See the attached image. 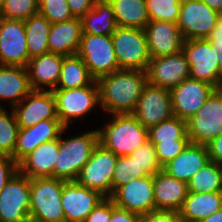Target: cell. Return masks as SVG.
<instances>
[{"instance_id":"obj_4","label":"cell","mask_w":222,"mask_h":222,"mask_svg":"<svg viewBox=\"0 0 222 222\" xmlns=\"http://www.w3.org/2000/svg\"><path fill=\"white\" fill-rule=\"evenodd\" d=\"M65 182L52 177L30 179V218L42 222H65L61 203Z\"/></svg>"},{"instance_id":"obj_14","label":"cell","mask_w":222,"mask_h":222,"mask_svg":"<svg viewBox=\"0 0 222 222\" xmlns=\"http://www.w3.org/2000/svg\"><path fill=\"white\" fill-rule=\"evenodd\" d=\"M29 59L24 21L0 17V65L26 67Z\"/></svg>"},{"instance_id":"obj_7","label":"cell","mask_w":222,"mask_h":222,"mask_svg":"<svg viewBox=\"0 0 222 222\" xmlns=\"http://www.w3.org/2000/svg\"><path fill=\"white\" fill-rule=\"evenodd\" d=\"M182 52L190 65V78L222 88V71L215 50L207 39L183 41Z\"/></svg>"},{"instance_id":"obj_20","label":"cell","mask_w":222,"mask_h":222,"mask_svg":"<svg viewBox=\"0 0 222 222\" xmlns=\"http://www.w3.org/2000/svg\"><path fill=\"white\" fill-rule=\"evenodd\" d=\"M150 57H162L180 53L183 37L177 23L149 21L144 28Z\"/></svg>"},{"instance_id":"obj_32","label":"cell","mask_w":222,"mask_h":222,"mask_svg":"<svg viewBox=\"0 0 222 222\" xmlns=\"http://www.w3.org/2000/svg\"><path fill=\"white\" fill-rule=\"evenodd\" d=\"M29 58L49 53L51 23L39 12L24 21Z\"/></svg>"},{"instance_id":"obj_47","label":"cell","mask_w":222,"mask_h":222,"mask_svg":"<svg viewBox=\"0 0 222 222\" xmlns=\"http://www.w3.org/2000/svg\"><path fill=\"white\" fill-rule=\"evenodd\" d=\"M207 149L210 160L222 166V133L207 145Z\"/></svg>"},{"instance_id":"obj_44","label":"cell","mask_w":222,"mask_h":222,"mask_svg":"<svg viewBox=\"0 0 222 222\" xmlns=\"http://www.w3.org/2000/svg\"><path fill=\"white\" fill-rule=\"evenodd\" d=\"M111 198L107 197L86 217L84 222H110Z\"/></svg>"},{"instance_id":"obj_30","label":"cell","mask_w":222,"mask_h":222,"mask_svg":"<svg viewBox=\"0 0 222 222\" xmlns=\"http://www.w3.org/2000/svg\"><path fill=\"white\" fill-rule=\"evenodd\" d=\"M117 26L144 29L150 21L145 0H108Z\"/></svg>"},{"instance_id":"obj_53","label":"cell","mask_w":222,"mask_h":222,"mask_svg":"<svg viewBox=\"0 0 222 222\" xmlns=\"http://www.w3.org/2000/svg\"><path fill=\"white\" fill-rule=\"evenodd\" d=\"M26 222H42V221H38L29 217Z\"/></svg>"},{"instance_id":"obj_13","label":"cell","mask_w":222,"mask_h":222,"mask_svg":"<svg viewBox=\"0 0 222 222\" xmlns=\"http://www.w3.org/2000/svg\"><path fill=\"white\" fill-rule=\"evenodd\" d=\"M131 114L147 129L171 119L174 115L170 89L147 83Z\"/></svg>"},{"instance_id":"obj_12","label":"cell","mask_w":222,"mask_h":222,"mask_svg":"<svg viewBox=\"0 0 222 222\" xmlns=\"http://www.w3.org/2000/svg\"><path fill=\"white\" fill-rule=\"evenodd\" d=\"M219 17V12L201 0H182L177 25L184 40L206 39Z\"/></svg>"},{"instance_id":"obj_28","label":"cell","mask_w":222,"mask_h":222,"mask_svg":"<svg viewBox=\"0 0 222 222\" xmlns=\"http://www.w3.org/2000/svg\"><path fill=\"white\" fill-rule=\"evenodd\" d=\"M220 209H222V192H189L178 212L182 222H201Z\"/></svg>"},{"instance_id":"obj_5","label":"cell","mask_w":222,"mask_h":222,"mask_svg":"<svg viewBox=\"0 0 222 222\" xmlns=\"http://www.w3.org/2000/svg\"><path fill=\"white\" fill-rule=\"evenodd\" d=\"M111 37L119 69L146 72L151 57L144 29L118 26Z\"/></svg>"},{"instance_id":"obj_27","label":"cell","mask_w":222,"mask_h":222,"mask_svg":"<svg viewBox=\"0 0 222 222\" xmlns=\"http://www.w3.org/2000/svg\"><path fill=\"white\" fill-rule=\"evenodd\" d=\"M31 91L26 67L0 65V100H9L13 108Z\"/></svg>"},{"instance_id":"obj_43","label":"cell","mask_w":222,"mask_h":222,"mask_svg":"<svg viewBox=\"0 0 222 222\" xmlns=\"http://www.w3.org/2000/svg\"><path fill=\"white\" fill-rule=\"evenodd\" d=\"M140 222H182L178 211L154 210L140 215Z\"/></svg>"},{"instance_id":"obj_26","label":"cell","mask_w":222,"mask_h":222,"mask_svg":"<svg viewBox=\"0 0 222 222\" xmlns=\"http://www.w3.org/2000/svg\"><path fill=\"white\" fill-rule=\"evenodd\" d=\"M82 34V20L79 18L52 23L48 37L49 53L63 56L76 55Z\"/></svg>"},{"instance_id":"obj_33","label":"cell","mask_w":222,"mask_h":222,"mask_svg":"<svg viewBox=\"0 0 222 222\" xmlns=\"http://www.w3.org/2000/svg\"><path fill=\"white\" fill-rule=\"evenodd\" d=\"M187 184L189 192H222V166L210 160Z\"/></svg>"},{"instance_id":"obj_50","label":"cell","mask_w":222,"mask_h":222,"mask_svg":"<svg viewBox=\"0 0 222 222\" xmlns=\"http://www.w3.org/2000/svg\"><path fill=\"white\" fill-rule=\"evenodd\" d=\"M201 222H222V209L211 214L207 218L203 219Z\"/></svg>"},{"instance_id":"obj_29","label":"cell","mask_w":222,"mask_h":222,"mask_svg":"<svg viewBox=\"0 0 222 222\" xmlns=\"http://www.w3.org/2000/svg\"><path fill=\"white\" fill-rule=\"evenodd\" d=\"M81 20L83 34L112 35L118 27L108 0H96L94 7Z\"/></svg>"},{"instance_id":"obj_38","label":"cell","mask_w":222,"mask_h":222,"mask_svg":"<svg viewBox=\"0 0 222 222\" xmlns=\"http://www.w3.org/2000/svg\"><path fill=\"white\" fill-rule=\"evenodd\" d=\"M39 11V0H5L0 17L25 21Z\"/></svg>"},{"instance_id":"obj_23","label":"cell","mask_w":222,"mask_h":222,"mask_svg":"<svg viewBox=\"0 0 222 222\" xmlns=\"http://www.w3.org/2000/svg\"><path fill=\"white\" fill-rule=\"evenodd\" d=\"M64 57L47 53L29 59L26 69L32 90H46L42 85L49 86L50 91L57 87Z\"/></svg>"},{"instance_id":"obj_22","label":"cell","mask_w":222,"mask_h":222,"mask_svg":"<svg viewBox=\"0 0 222 222\" xmlns=\"http://www.w3.org/2000/svg\"><path fill=\"white\" fill-rule=\"evenodd\" d=\"M156 210L179 211L188 196V184L160 170L153 175Z\"/></svg>"},{"instance_id":"obj_49","label":"cell","mask_w":222,"mask_h":222,"mask_svg":"<svg viewBox=\"0 0 222 222\" xmlns=\"http://www.w3.org/2000/svg\"><path fill=\"white\" fill-rule=\"evenodd\" d=\"M210 44L215 50L216 58H218L220 70L222 71V42H210Z\"/></svg>"},{"instance_id":"obj_3","label":"cell","mask_w":222,"mask_h":222,"mask_svg":"<svg viewBox=\"0 0 222 222\" xmlns=\"http://www.w3.org/2000/svg\"><path fill=\"white\" fill-rule=\"evenodd\" d=\"M98 143V129L68 139H63L60 135L59 155L55 162L54 178L75 181Z\"/></svg>"},{"instance_id":"obj_36","label":"cell","mask_w":222,"mask_h":222,"mask_svg":"<svg viewBox=\"0 0 222 222\" xmlns=\"http://www.w3.org/2000/svg\"><path fill=\"white\" fill-rule=\"evenodd\" d=\"M137 165V178L153 176L160 170L161 165L156 156L155 146L148 140L137 148L131 155Z\"/></svg>"},{"instance_id":"obj_21","label":"cell","mask_w":222,"mask_h":222,"mask_svg":"<svg viewBox=\"0 0 222 222\" xmlns=\"http://www.w3.org/2000/svg\"><path fill=\"white\" fill-rule=\"evenodd\" d=\"M66 129L67 127L59 119H48L28 128H20L14 150V161L18 164L39 145L59 139Z\"/></svg>"},{"instance_id":"obj_40","label":"cell","mask_w":222,"mask_h":222,"mask_svg":"<svg viewBox=\"0 0 222 222\" xmlns=\"http://www.w3.org/2000/svg\"><path fill=\"white\" fill-rule=\"evenodd\" d=\"M137 178V165L130 155L118 156L112 180V194L122 185Z\"/></svg>"},{"instance_id":"obj_54","label":"cell","mask_w":222,"mask_h":222,"mask_svg":"<svg viewBox=\"0 0 222 222\" xmlns=\"http://www.w3.org/2000/svg\"><path fill=\"white\" fill-rule=\"evenodd\" d=\"M219 16L222 17V7H221V9L219 11Z\"/></svg>"},{"instance_id":"obj_42","label":"cell","mask_w":222,"mask_h":222,"mask_svg":"<svg viewBox=\"0 0 222 222\" xmlns=\"http://www.w3.org/2000/svg\"><path fill=\"white\" fill-rule=\"evenodd\" d=\"M17 171L18 164L14 161L13 157L0 154V192Z\"/></svg>"},{"instance_id":"obj_15","label":"cell","mask_w":222,"mask_h":222,"mask_svg":"<svg viewBox=\"0 0 222 222\" xmlns=\"http://www.w3.org/2000/svg\"><path fill=\"white\" fill-rule=\"evenodd\" d=\"M216 88L204 81L192 78L170 89L172 111L175 117L189 120L207 101Z\"/></svg>"},{"instance_id":"obj_8","label":"cell","mask_w":222,"mask_h":222,"mask_svg":"<svg viewBox=\"0 0 222 222\" xmlns=\"http://www.w3.org/2000/svg\"><path fill=\"white\" fill-rule=\"evenodd\" d=\"M77 55L96 80L120 70L111 35L82 34Z\"/></svg>"},{"instance_id":"obj_9","label":"cell","mask_w":222,"mask_h":222,"mask_svg":"<svg viewBox=\"0 0 222 222\" xmlns=\"http://www.w3.org/2000/svg\"><path fill=\"white\" fill-rule=\"evenodd\" d=\"M58 119L68 128L73 119L81 118L100 106L99 87L95 80L91 85L74 89H54Z\"/></svg>"},{"instance_id":"obj_52","label":"cell","mask_w":222,"mask_h":222,"mask_svg":"<svg viewBox=\"0 0 222 222\" xmlns=\"http://www.w3.org/2000/svg\"><path fill=\"white\" fill-rule=\"evenodd\" d=\"M4 3H5V0H0V12L3 9Z\"/></svg>"},{"instance_id":"obj_46","label":"cell","mask_w":222,"mask_h":222,"mask_svg":"<svg viewBox=\"0 0 222 222\" xmlns=\"http://www.w3.org/2000/svg\"><path fill=\"white\" fill-rule=\"evenodd\" d=\"M74 18L81 19L95 4L96 0H66Z\"/></svg>"},{"instance_id":"obj_6","label":"cell","mask_w":222,"mask_h":222,"mask_svg":"<svg viewBox=\"0 0 222 222\" xmlns=\"http://www.w3.org/2000/svg\"><path fill=\"white\" fill-rule=\"evenodd\" d=\"M190 143L208 145L222 133V88L215 89L204 105L187 120Z\"/></svg>"},{"instance_id":"obj_24","label":"cell","mask_w":222,"mask_h":222,"mask_svg":"<svg viewBox=\"0 0 222 222\" xmlns=\"http://www.w3.org/2000/svg\"><path fill=\"white\" fill-rule=\"evenodd\" d=\"M59 155V139L39 145L18 163V171L28 178H54V167Z\"/></svg>"},{"instance_id":"obj_17","label":"cell","mask_w":222,"mask_h":222,"mask_svg":"<svg viewBox=\"0 0 222 222\" xmlns=\"http://www.w3.org/2000/svg\"><path fill=\"white\" fill-rule=\"evenodd\" d=\"M153 176L134 178L120 186L110 197L117 207L139 215L156 210Z\"/></svg>"},{"instance_id":"obj_11","label":"cell","mask_w":222,"mask_h":222,"mask_svg":"<svg viewBox=\"0 0 222 222\" xmlns=\"http://www.w3.org/2000/svg\"><path fill=\"white\" fill-rule=\"evenodd\" d=\"M29 209L30 178L17 171L0 192V222H26Z\"/></svg>"},{"instance_id":"obj_37","label":"cell","mask_w":222,"mask_h":222,"mask_svg":"<svg viewBox=\"0 0 222 222\" xmlns=\"http://www.w3.org/2000/svg\"><path fill=\"white\" fill-rule=\"evenodd\" d=\"M150 21L178 23L182 0H145Z\"/></svg>"},{"instance_id":"obj_10","label":"cell","mask_w":222,"mask_h":222,"mask_svg":"<svg viewBox=\"0 0 222 222\" xmlns=\"http://www.w3.org/2000/svg\"><path fill=\"white\" fill-rule=\"evenodd\" d=\"M117 161V155L98 143L75 181L81 186L98 190L106 197H111L112 180Z\"/></svg>"},{"instance_id":"obj_39","label":"cell","mask_w":222,"mask_h":222,"mask_svg":"<svg viewBox=\"0 0 222 222\" xmlns=\"http://www.w3.org/2000/svg\"><path fill=\"white\" fill-rule=\"evenodd\" d=\"M51 24L73 19L66 0H39V11Z\"/></svg>"},{"instance_id":"obj_2","label":"cell","mask_w":222,"mask_h":222,"mask_svg":"<svg viewBox=\"0 0 222 222\" xmlns=\"http://www.w3.org/2000/svg\"><path fill=\"white\" fill-rule=\"evenodd\" d=\"M114 117L99 131V143L117 156L131 155L149 140L148 129L132 114H112Z\"/></svg>"},{"instance_id":"obj_35","label":"cell","mask_w":222,"mask_h":222,"mask_svg":"<svg viewBox=\"0 0 222 222\" xmlns=\"http://www.w3.org/2000/svg\"><path fill=\"white\" fill-rule=\"evenodd\" d=\"M7 112L3 107L0 108V154L12 156L17 144L19 125L16 121L13 110Z\"/></svg>"},{"instance_id":"obj_51","label":"cell","mask_w":222,"mask_h":222,"mask_svg":"<svg viewBox=\"0 0 222 222\" xmlns=\"http://www.w3.org/2000/svg\"><path fill=\"white\" fill-rule=\"evenodd\" d=\"M201 1H203L211 9L216 10L217 12H219L222 7V0H201Z\"/></svg>"},{"instance_id":"obj_1","label":"cell","mask_w":222,"mask_h":222,"mask_svg":"<svg viewBox=\"0 0 222 222\" xmlns=\"http://www.w3.org/2000/svg\"><path fill=\"white\" fill-rule=\"evenodd\" d=\"M101 108L110 114H131L147 81V73L118 70L97 80Z\"/></svg>"},{"instance_id":"obj_45","label":"cell","mask_w":222,"mask_h":222,"mask_svg":"<svg viewBox=\"0 0 222 222\" xmlns=\"http://www.w3.org/2000/svg\"><path fill=\"white\" fill-rule=\"evenodd\" d=\"M110 222H140V215L117 207L111 199Z\"/></svg>"},{"instance_id":"obj_48","label":"cell","mask_w":222,"mask_h":222,"mask_svg":"<svg viewBox=\"0 0 222 222\" xmlns=\"http://www.w3.org/2000/svg\"><path fill=\"white\" fill-rule=\"evenodd\" d=\"M206 39L209 42H222V17L218 18L216 25Z\"/></svg>"},{"instance_id":"obj_16","label":"cell","mask_w":222,"mask_h":222,"mask_svg":"<svg viewBox=\"0 0 222 222\" xmlns=\"http://www.w3.org/2000/svg\"><path fill=\"white\" fill-rule=\"evenodd\" d=\"M106 198L98 190L88 189L76 181H66L61 196L65 222H84L93 209Z\"/></svg>"},{"instance_id":"obj_18","label":"cell","mask_w":222,"mask_h":222,"mask_svg":"<svg viewBox=\"0 0 222 222\" xmlns=\"http://www.w3.org/2000/svg\"><path fill=\"white\" fill-rule=\"evenodd\" d=\"M146 73L149 84L172 89L190 78V65L181 51L173 55L151 58Z\"/></svg>"},{"instance_id":"obj_34","label":"cell","mask_w":222,"mask_h":222,"mask_svg":"<svg viewBox=\"0 0 222 222\" xmlns=\"http://www.w3.org/2000/svg\"><path fill=\"white\" fill-rule=\"evenodd\" d=\"M148 138L154 146L158 143L174 142V140H189L187 121L173 116L150 127Z\"/></svg>"},{"instance_id":"obj_19","label":"cell","mask_w":222,"mask_h":222,"mask_svg":"<svg viewBox=\"0 0 222 222\" xmlns=\"http://www.w3.org/2000/svg\"><path fill=\"white\" fill-rule=\"evenodd\" d=\"M12 110L20 128H28L48 119H58L56 100L50 90H32Z\"/></svg>"},{"instance_id":"obj_41","label":"cell","mask_w":222,"mask_h":222,"mask_svg":"<svg viewBox=\"0 0 222 222\" xmlns=\"http://www.w3.org/2000/svg\"><path fill=\"white\" fill-rule=\"evenodd\" d=\"M189 143L190 140H174V142L158 143L155 149L161 167L176 158Z\"/></svg>"},{"instance_id":"obj_31","label":"cell","mask_w":222,"mask_h":222,"mask_svg":"<svg viewBox=\"0 0 222 222\" xmlns=\"http://www.w3.org/2000/svg\"><path fill=\"white\" fill-rule=\"evenodd\" d=\"M96 79L90 74L80 56H65L55 89H74L91 85Z\"/></svg>"},{"instance_id":"obj_25","label":"cell","mask_w":222,"mask_h":222,"mask_svg":"<svg viewBox=\"0 0 222 222\" xmlns=\"http://www.w3.org/2000/svg\"><path fill=\"white\" fill-rule=\"evenodd\" d=\"M210 161L207 145L189 143L162 170L174 178L188 183L192 176Z\"/></svg>"}]
</instances>
